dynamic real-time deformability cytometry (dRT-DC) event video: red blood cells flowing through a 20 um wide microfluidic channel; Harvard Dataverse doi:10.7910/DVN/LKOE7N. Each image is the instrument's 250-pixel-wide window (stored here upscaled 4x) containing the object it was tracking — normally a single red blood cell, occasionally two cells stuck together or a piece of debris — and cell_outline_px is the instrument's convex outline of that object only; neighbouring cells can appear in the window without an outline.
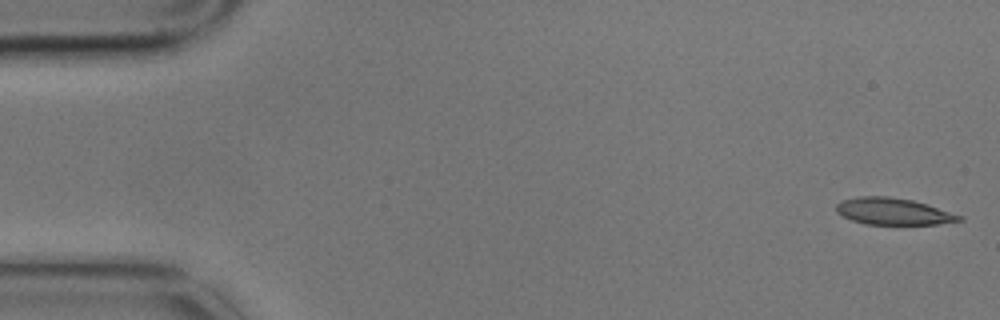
{"species": "common noctule bat (a hibernating species)", "species_latin": "Nyctalus noctula", "temperature_condition": "cold", "stored_images_in_passage": 4, "camera_frame_rate_fps": 3000, "um_per_image_px": 0.085, "animal": {"sex": "male", "body_mass_g": 17.9}, "frame": {"image": 1, "passage_image": 1, "time_ms": 0.0, "image_size_px": [1000, 320], "cell_outline_px": [[964, 220], [936, 224], [864, 224], [852, 220], [836, 212], [836, 204], [840, 200], [856, 196], [888, 196], [912, 200], [928, 204], [964, 216]], "centroid_in_image_um": [75.92, 17.96], "position_along_channel_um": 9.1, "area_um2": 19.31}}